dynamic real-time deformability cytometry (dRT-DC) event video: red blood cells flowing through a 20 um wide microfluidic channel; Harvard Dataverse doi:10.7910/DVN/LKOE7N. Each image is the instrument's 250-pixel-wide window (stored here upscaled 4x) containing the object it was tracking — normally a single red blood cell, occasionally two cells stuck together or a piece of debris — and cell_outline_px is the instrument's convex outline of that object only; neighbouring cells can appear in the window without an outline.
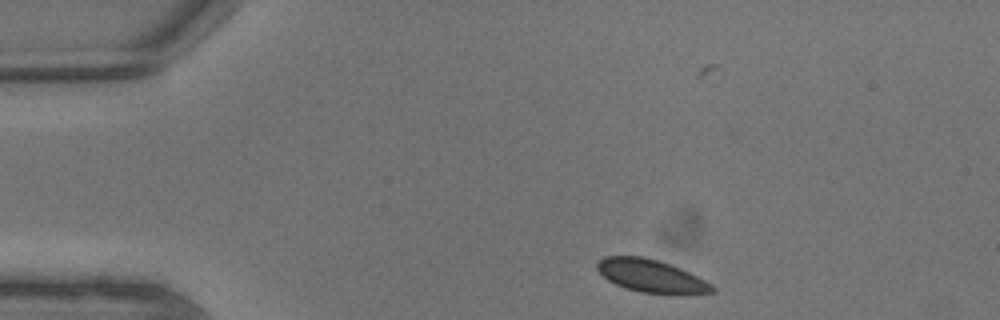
{"species": "common noctule bat (a hibernating species)", "species_latin": "Nyctalus noctula", "temperature_condition": "warm", "stored_images_in_passage": 8, "camera_frame_rate_fps": 3000, "um_per_image_px": 0.085, "animal": {"sex": "male", "body_mass_g": 13.3}, "frame": {"image": 1, "passage_image": 1, "time_ms": 0.0, "image_size_px": [1000, 320], "cell_outline_px": [[716, 292], [640, 292], [616, 284], [608, 280], [596, 268], [596, 264], [604, 256], [644, 256], [660, 260], [680, 268], [712, 284], [716, 288]], "centroid_in_image_um": [55.29, 23.4], "position_along_channel_um": 29.7, "area_um2": 21.27}}
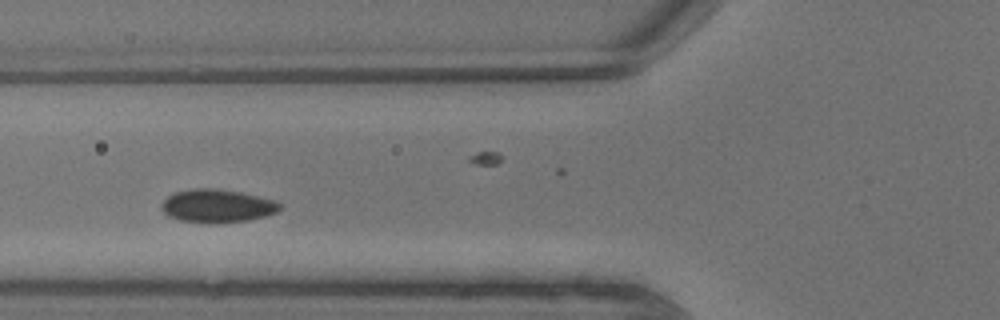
{"frame": {"image": 2, "passage_image": 5, "time_ms": 1.333, "image_size_px": [1000, 320], "cell_outline_px": [[280, 208], [276, 212], [264, 216], [248, 220], [180, 220], [168, 216], [160, 208], [160, 204], [168, 196], [176, 192], [192, 188], [216, 188], [240, 192], [276, 200], [280, 204]], "centroid_in_image_um": [18.45, 17.44], "position_along_channel_um": 107.4, "area_um2": 21.96}}
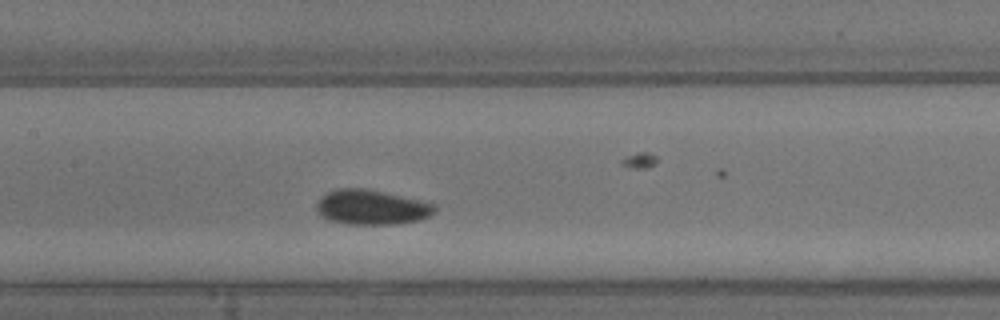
{"frame": {"image": 3, "passage_image": 7, "time_ms": 2.0, "image_size_px": [1000, 320], "cell_outline_px": [[436, 212], [420, 220], [396, 224], [348, 224], [328, 220], [316, 212], [316, 204], [320, 196], [336, 188], [364, 188], [384, 192], [420, 200], [436, 204]], "centroid_in_image_um": [31.56, 17.61], "position_along_channel_um": 175.8, "area_um2": 24.16}}